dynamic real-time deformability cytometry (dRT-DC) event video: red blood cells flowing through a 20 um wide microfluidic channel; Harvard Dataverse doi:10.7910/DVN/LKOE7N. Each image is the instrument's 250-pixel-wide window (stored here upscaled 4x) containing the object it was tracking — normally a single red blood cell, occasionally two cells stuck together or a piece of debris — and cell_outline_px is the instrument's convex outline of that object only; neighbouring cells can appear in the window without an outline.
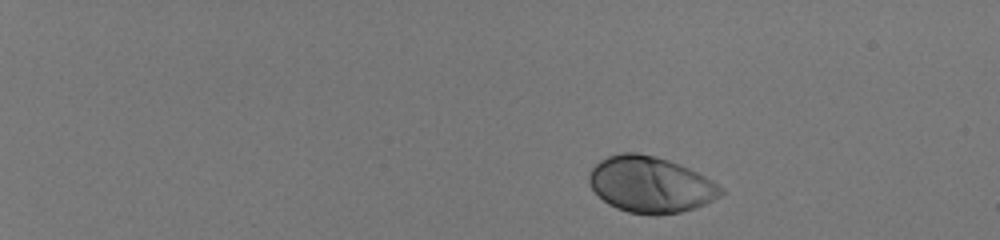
{"species": "human", "species_latin": "Homo sapiens", "temperature_condition": "room temperature", "stored_images_in_passage": 46, "camera_frame_rate_fps": 3000, "um_per_image_px": 0.085, "donor": {"sex": "male"}, "frame": {"image": 1, "passage_image": 1, "time_ms": 0.0, "image_size_px": [1000, 240], "cell_outline_px": [[696, 204], [688, 208], [676, 212], [632, 212], [620, 208], [604, 200], [596, 192], [592, 184], [592, 172], [604, 160], [612, 156], [648, 156], [660, 160], [668, 164]], "centroid_in_image_um": [54.44, 15.73], "position_along_channel_um": 30.6, "area_um2": 31.67}}
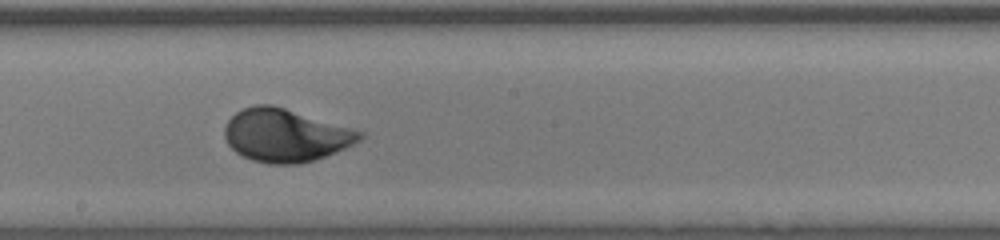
{"frame": {"image": 2, "passage_image": 27, "time_ms": 8.667, "image_size_px": [1000, 240], "cell_outline_px": [[356, 136], [352, 140], [320, 156], [308, 160], [260, 160], [248, 156], [240, 152], [228, 140], [228, 124], [240, 112], [248, 108], [280, 108]], "centroid_in_image_um": [24.02, 11.51], "position_along_channel_um": 224.2, "area_um2": 34.1}}
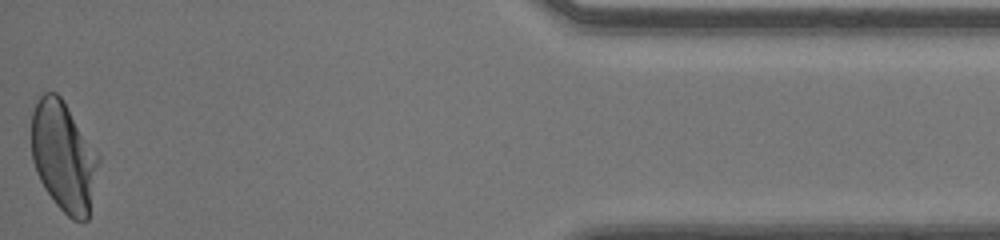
{"frame": {"image": 3, "passage_image": 46, "time_ms": 15.0, "image_size_px": [1000, 240], "cell_outline_px": [[88, 216], [84, 220], [76, 220], [68, 216], [64, 212], [48, 192], [36, 168], [32, 156], [32, 120], [36, 108], [40, 100], [44, 96], [52, 92], [64, 104], [68, 112], [76, 132], [88, 196]], "centroid_in_image_um": [5.04, 13.33], "position_along_channel_um": 430.2, "area_um2": 33.99}}